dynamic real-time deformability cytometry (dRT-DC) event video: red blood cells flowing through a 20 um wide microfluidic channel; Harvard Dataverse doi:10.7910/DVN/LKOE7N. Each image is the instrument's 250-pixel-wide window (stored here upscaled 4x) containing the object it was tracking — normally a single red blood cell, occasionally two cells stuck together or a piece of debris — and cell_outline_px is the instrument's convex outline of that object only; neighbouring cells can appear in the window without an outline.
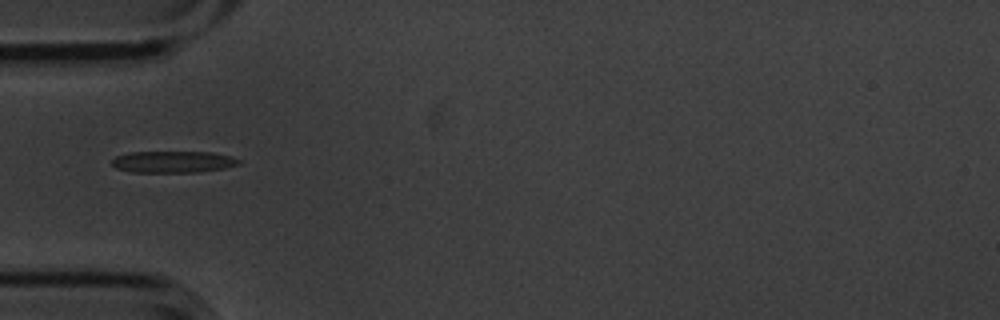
{"species": "common noctule bat (a hibernating species)", "species_latin": "Nyctalus noctula", "temperature_condition": "cold", "stored_images_in_passage": 6, "camera_frame_rate_fps": 3000, "um_per_image_px": 0.085, "animal": {"sex": "male", "body_mass_g": 20.1, "forearm_length_mm": 53.5}, "frame": {"image": 1, "passage_image": 4, "time_ms": 1.0, "image_size_px": [1000, 320], "cell_outline_px": [[240, 164], [224, 168], [196, 172], [132, 172], [116, 168], [112, 164], [112, 160], [116, 156], [128, 152], [212, 152], [232, 156], [240, 160]], "centroid_in_image_um": [14.71, 13.75], "position_along_channel_um": 70.3, "area_um2": 16.01}}
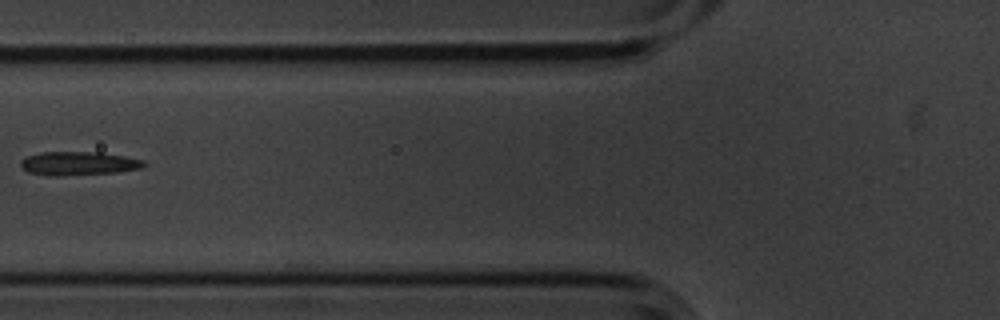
{"frame": {"image": 2, "passage_image": 5, "time_ms": 1.333, "image_size_px": [1000, 320], "cell_outline_px": [[148, 164], [144, 168], [116, 172], [60, 176], [52, 176], [28, 172], [20, 164], [20, 160], [28, 156], [40, 152], [100, 152], [124, 156], [144, 160]], "centroid_in_image_um": [6.72, 13.89], "position_along_channel_um": 119.1, "area_um2": 17.05}}
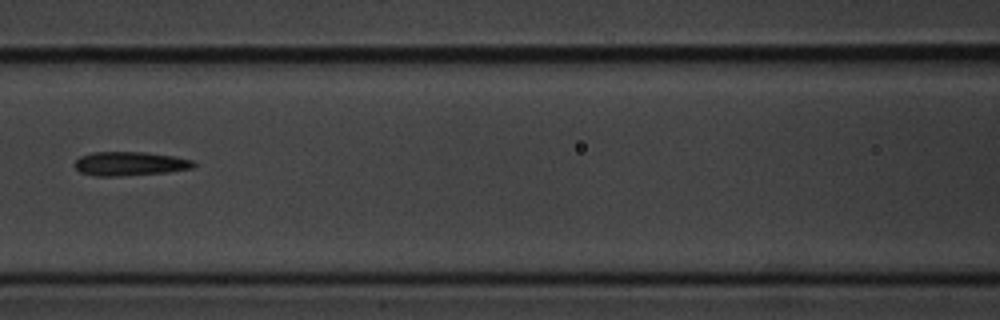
{"frame": {"image": 3, "passage_image": 6, "time_ms": 1.667, "image_size_px": [1000, 320], "cell_outline_px": [[196, 164], [192, 168], [168, 172], [120, 176], [96, 176], [80, 172], [76, 168], [76, 160], [80, 156], [92, 152], [144, 152], [172, 156], [192, 160]], "centroid_in_image_um": [11.03, 13.91], "position_along_channel_um": 155.6, "area_um2": 16.47}}